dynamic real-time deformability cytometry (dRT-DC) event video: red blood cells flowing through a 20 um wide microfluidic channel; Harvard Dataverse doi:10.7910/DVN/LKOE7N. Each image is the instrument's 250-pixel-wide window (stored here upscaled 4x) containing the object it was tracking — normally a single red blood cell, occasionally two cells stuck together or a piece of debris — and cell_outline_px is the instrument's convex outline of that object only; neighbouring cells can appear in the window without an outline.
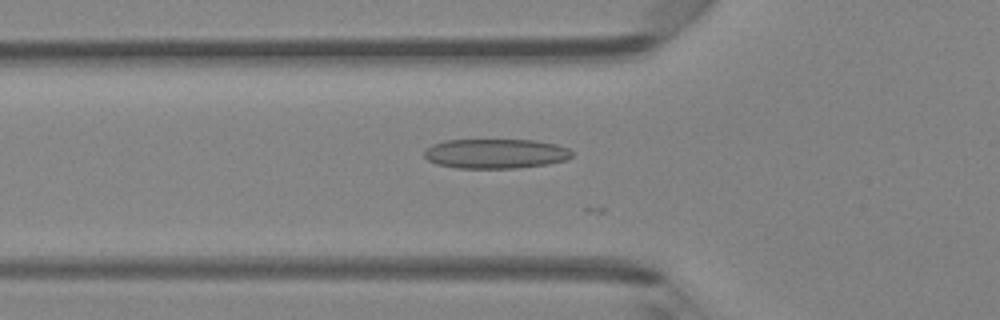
{"species": "Egyptian fruit bat (a non-hibernating species)", "species_latin": "Rousettus aegyptiacus", "temperature_condition": "room temperature", "stored_images_in_passage": 12, "camera_frame_rate_fps": 3000, "um_per_image_px": 0.085, "animal": {"sex": "female"}, "frame": {"image": 1, "passage_image": 4, "time_ms": 1.0, "image_size_px": [1000, 320], "cell_outline_px": [[572, 156], [568, 160], [548, 164], [516, 168], [456, 168], [436, 164], [428, 160], [424, 156], [424, 152], [432, 144], [444, 140], [536, 140], [556, 144], [568, 148], [572, 152]], "centroid_in_image_um": [42.14, 13.06], "position_along_channel_um": 83.7, "area_um2": 25.66}}